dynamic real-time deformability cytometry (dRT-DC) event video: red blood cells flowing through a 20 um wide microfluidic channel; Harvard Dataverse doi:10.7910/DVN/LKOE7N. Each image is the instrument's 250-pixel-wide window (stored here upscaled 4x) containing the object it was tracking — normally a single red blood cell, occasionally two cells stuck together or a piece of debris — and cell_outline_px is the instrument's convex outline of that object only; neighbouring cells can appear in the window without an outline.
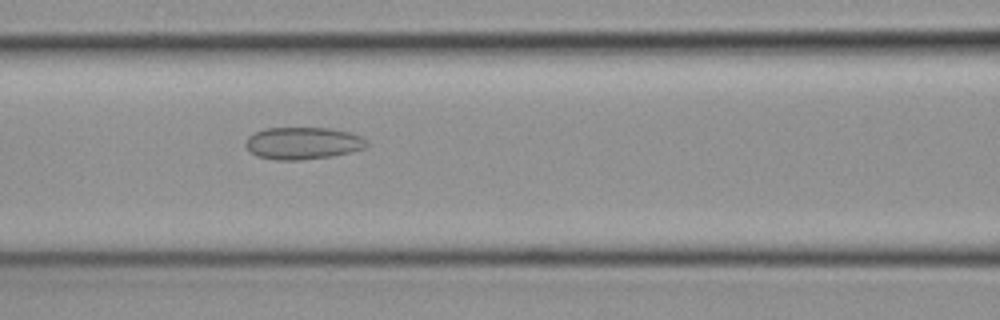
{"species": "common noctule bat (a hibernating species)", "species_latin": "Nyctalus noctula", "temperature_condition": "cold", "stored_images_in_passage": 42, "camera_frame_rate_fps": 3000, "um_per_image_px": 0.085, "animal": {"sex": "female", "body_mass_g": 19.3, "forearm_length_mm": 54.1}, "frame": {"image": 1, "passage_image": 16, "time_ms": 5.0, "image_size_px": [1000, 320], "cell_outline_px": [[368, 144], [364, 148], [332, 156], [300, 160], [276, 160], [256, 156], [244, 144], [244, 140], [248, 136], [264, 128], [332, 128], [348, 132], [360, 136], [368, 140]], "centroid_in_image_um": [25.72, 12.17], "position_along_channel_um": 140.9, "area_um2": 22.72}}
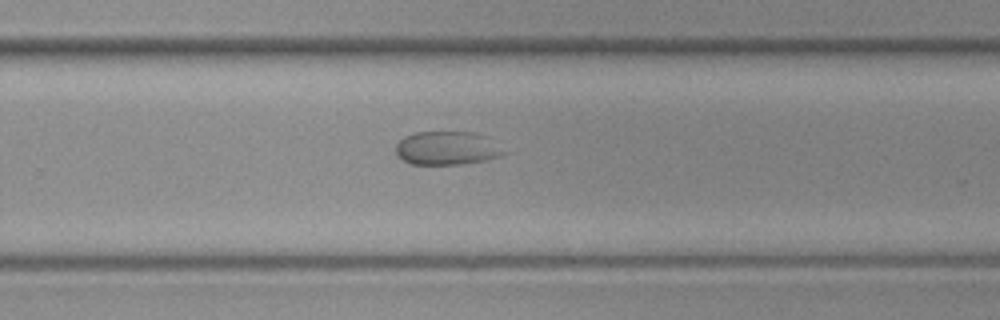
{"frame": {"image": 2, "passage_image": 27, "time_ms": 8.667, "image_size_px": [1000, 320], "cell_outline_px": [[512, 152], [488, 160], [460, 164], [412, 164], [396, 156], [396, 144], [404, 136], [416, 132], [476, 132], [488, 136]], "centroid_in_image_um": [38.1, 12.58], "position_along_channel_um": 291.7, "area_um2": 21.68}}
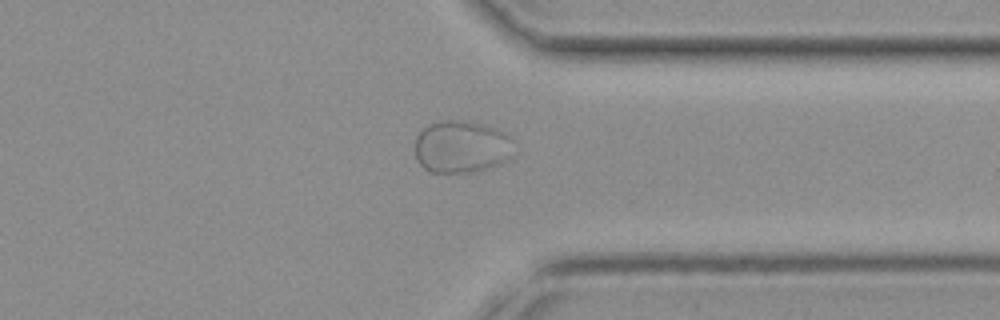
{"frame": {"image": 3, "passage_image": 33, "time_ms": 10.667, "image_size_px": [1000, 320], "cell_outline_px": [[516, 152], [508, 160], [500, 164], [476, 172], [428, 172], [416, 160], [416, 136], [428, 124], [440, 120], [468, 120], [484, 124], [496, 128], [512, 136], [516, 140]], "centroid_in_image_um": [39.31, 12.46], "position_along_channel_um": 372.1, "area_um2": 31.15}}